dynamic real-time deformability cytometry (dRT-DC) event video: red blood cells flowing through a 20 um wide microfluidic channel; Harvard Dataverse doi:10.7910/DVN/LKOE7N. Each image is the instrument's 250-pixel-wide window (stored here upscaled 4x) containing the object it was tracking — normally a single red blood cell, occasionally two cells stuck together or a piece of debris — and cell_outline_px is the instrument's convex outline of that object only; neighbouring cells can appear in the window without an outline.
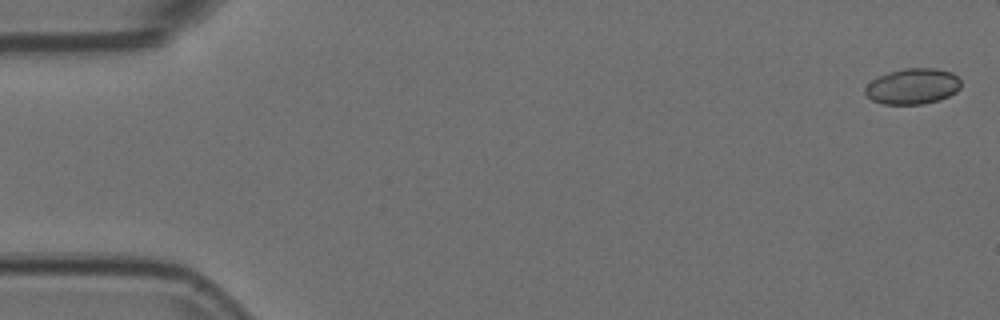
{"species": "Egyptian fruit bat (a non-hibernating species)", "species_latin": "Rousettus aegyptiacus", "temperature_condition": "room temperature", "stored_images_in_passage": 9, "camera_frame_rate_fps": 3000, "um_per_image_px": 0.085, "animal": {"sex": "female"}, "frame": {"image": 1, "passage_image": 1, "time_ms": 0.0, "image_size_px": [1000, 320], "cell_outline_px": [[960, 88], [956, 92], [940, 100], [924, 104], [884, 104], [872, 100], [864, 92], [864, 88], [876, 76], [888, 72], [904, 68], [936, 68], [952, 72], [960, 80]], "centroid_in_image_um": [77.57, 7.33], "position_along_channel_um": 7.4, "area_um2": 20.11}}
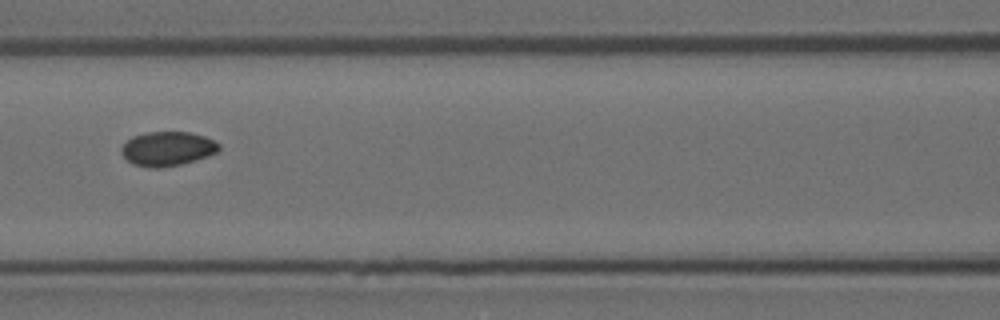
{"frame": {"image": 2, "passage_image": 7, "time_ms": 2.0, "image_size_px": [1000, 320], "cell_outline_px": [[220, 148], [216, 152], [208, 156], [196, 160], [180, 164], [160, 168], [152, 168], [136, 164], [128, 160], [120, 152], [120, 148], [132, 136], [148, 132], [188, 132], [204, 136], [220, 144]], "centroid_in_image_um": [14.23, 12.64], "position_along_channel_um": 152.4, "area_um2": 19.31}}
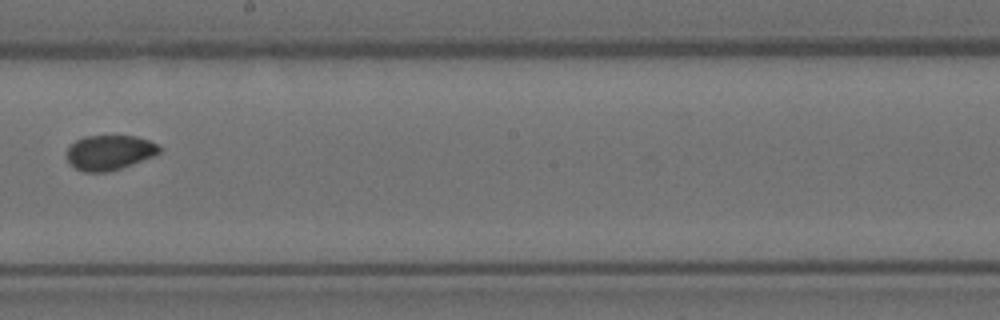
{"frame": {"image": 3, "passage_image": 9, "time_ms": 2.667, "image_size_px": [1000, 320], "cell_outline_px": [[160, 152], [152, 156], [120, 168], [108, 172], [84, 172], [76, 168], [68, 160], [68, 148], [76, 140], [84, 136], [136, 136], [148, 140], [156, 144], [160, 148]], "centroid_in_image_um": [9.29, 12.96], "position_along_channel_um": 238.9, "area_um2": 18.44}}